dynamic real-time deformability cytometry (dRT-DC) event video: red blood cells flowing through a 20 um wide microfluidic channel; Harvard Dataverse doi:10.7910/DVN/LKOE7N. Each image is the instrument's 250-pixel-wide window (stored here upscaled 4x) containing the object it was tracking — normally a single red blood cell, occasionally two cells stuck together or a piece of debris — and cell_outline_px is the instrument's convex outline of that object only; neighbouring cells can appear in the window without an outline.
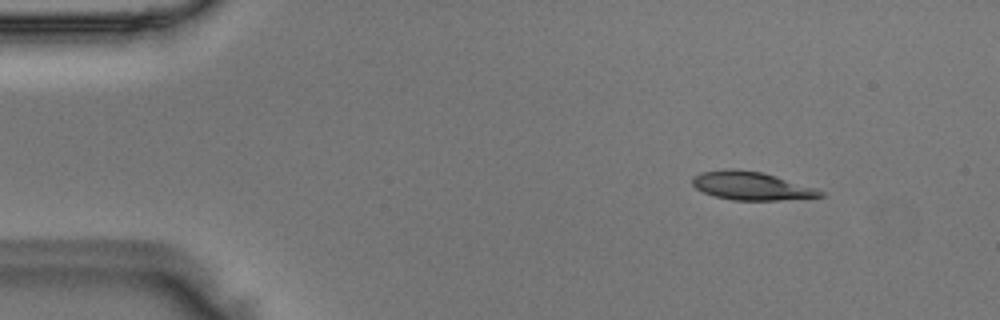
{"species": "Egyptian fruit bat (a non-hibernating species)", "species_latin": "Rousettus aegyptiacus", "temperature_condition": "room temperature", "stored_images_in_passage": 49, "camera_frame_rate_fps": 3000, "um_per_image_px": 0.085, "animal": {"sex": "male"}, "frame": {"image": 1, "passage_image": 6, "time_ms": 1.667, "image_size_px": [1000, 320], "cell_outline_px": [[824, 196], [780, 200], [732, 200], [716, 196], [704, 192], [696, 188], [692, 184], [692, 180], [700, 172], [760, 172], [776, 176], [816, 188], [824, 192]], "centroid_in_image_um": [63.95, 15.85], "position_along_channel_um": 21.1, "area_um2": 19.94}}
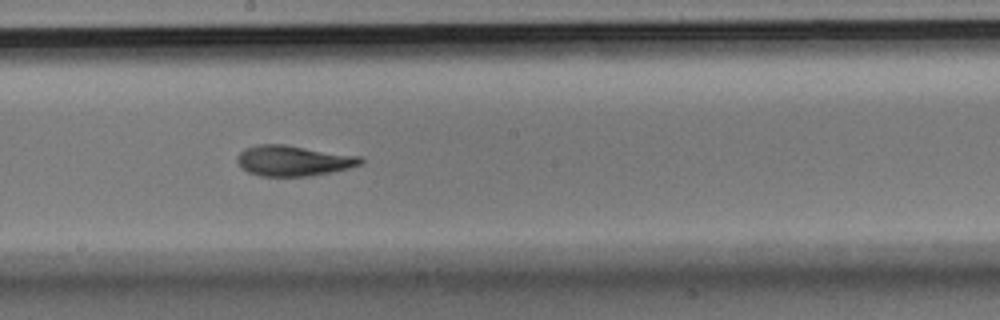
{"frame": {"image": 2, "passage_image": 27, "time_ms": 8.667, "image_size_px": [1000, 320], "cell_outline_px": [[364, 160], [360, 164], [348, 168], [308, 176], [260, 176], [248, 172], [236, 160], [236, 156], [244, 148], [256, 144], [284, 144], [360, 156]], "centroid_in_image_um": [24.9, 13.64], "position_along_channel_um": 223.3, "area_um2": 21.79}}
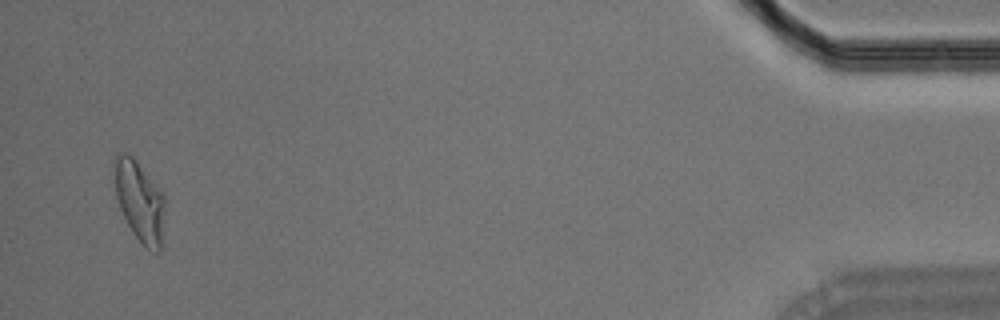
{"frame": {"image": 3, "passage_image": 48, "time_ms": 15.667, "image_size_px": [1000, 320], "cell_outline_px": [[164, 204], [160, 252], [156, 252], [148, 248], [132, 232], [120, 208], [116, 196], [116, 156], [120, 152], [128, 152], [132, 156], [164, 196]], "centroid_in_image_um": [11.87, 17.11], "position_along_channel_um": 423.3, "area_um2": 22.6}}